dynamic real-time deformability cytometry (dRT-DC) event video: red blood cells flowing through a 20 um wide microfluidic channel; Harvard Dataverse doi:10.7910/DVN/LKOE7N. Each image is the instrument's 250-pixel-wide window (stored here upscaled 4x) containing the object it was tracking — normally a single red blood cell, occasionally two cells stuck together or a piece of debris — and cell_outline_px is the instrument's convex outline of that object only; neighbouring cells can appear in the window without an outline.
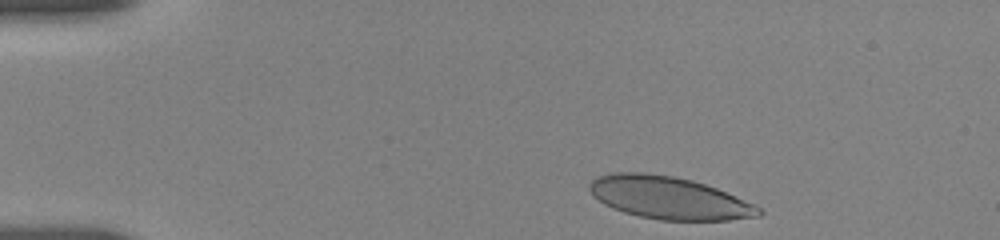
{"species": "human", "species_latin": "Homo sapiens", "temperature_condition": "room temperature", "stored_images_in_passage": 20, "camera_frame_rate_fps": 3000, "um_per_image_px": 0.085, "donor": {"sex": "female"}, "frame": {"image": 1, "passage_image": 2, "time_ms": 0.333, "image_size_px": [1000, 240], "cell_outline_px": [[764, 212], [760, 216], [728, 220], [660, 220], [640, 216], [624, 212], [612, 208], [604, 204], [592, 196], [588, 188], [588, 184], [596, 176], [612, 172], [644, 172], [672, 176], [692, 180], [716, 188], [756, 204]], "centroid_in_image_um": [56.83, 16.81], "position_along_channel_um": 28.2, "area_um2": 42.14}}
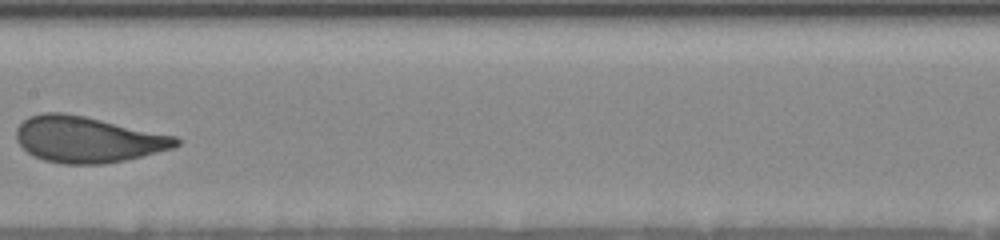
{"frame": {"image": 2, "passage_image": 12, "time_ms": 7.0, "image_size_px": [1000, 240], "cell_outline_px": [[180, 144], [172, 148], [124, 160], [104, 164], [64, 164], [44, 160], [28, 152], [16, 140], [16, 128], [28, 116], [44, 112], [64, 112], [84, 116], [176, 136], [180, 140]], "centroid_in_image_um": [7.42, 11.84], "position_along_channel_um": 200.0, "area_um2": 42.6}}
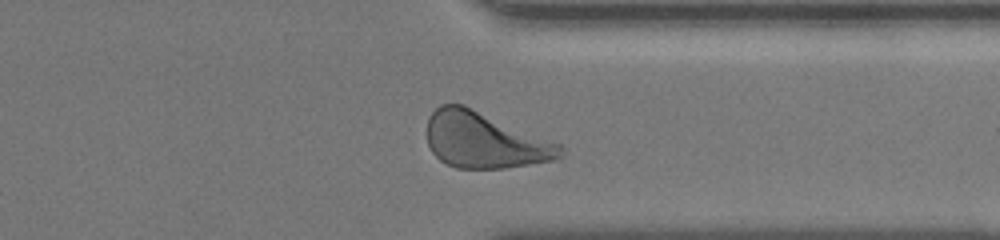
{"frame": {"image": 3, "passage_image": 19, "time_ms": 11.667, "image_size_px": [1000, 240], "cell_outline_px": [[564, 156], [560, 160], [504, 168], [456, 168], [444, 164], [432, 152], [428, 144], [428, 116], [440, 104], [464, 104], [560, 144], [564, 148]], "centroid_in_image_um": [41.22, 11.93], "position_along_channel_um": 370.2, "area_um2": 43.75}, "authors_computed_cell_mechanics": {"area_um2": 42.4252, "velocity_mm_per_s": 3.6555, "shape_relaxation_time_tau1_ms": 3.455, "shape_relaxation_time_tau2_ms": null, "deformation_change_tau1": 0.154, "deformation_change_tau2": null}}